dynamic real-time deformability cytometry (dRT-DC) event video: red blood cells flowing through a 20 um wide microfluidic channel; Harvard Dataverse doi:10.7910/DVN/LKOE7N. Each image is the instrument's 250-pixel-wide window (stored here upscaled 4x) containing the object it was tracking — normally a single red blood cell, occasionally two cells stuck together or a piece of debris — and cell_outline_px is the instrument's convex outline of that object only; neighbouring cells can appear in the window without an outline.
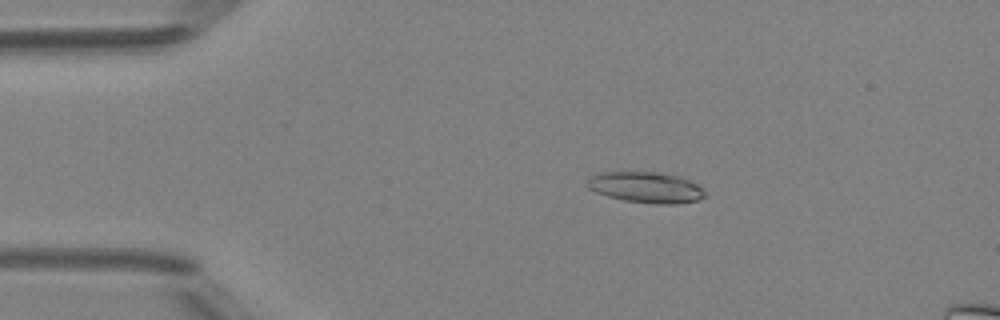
{"species": "Egyptian fruit bat (a non-hibernating species)", "species_latin": "Rousettus aegyptiacus", "temperature_condition": "room temperature", "stored_images_in_passage": 50, "segment_of_instrument_passage": [1, 2], "camera_frame_rate_fps": 3000, "um_per_image_px": 0.085, "animal": {"sex": "female"}, "frame": {"image": 1, "passage_image": 9, "time_ms": 2.667, "image_size_px": [1000, 320], "cell_outline_px": [[704, 196], [696, 200], [676, 204], [656, 204], [624, 200], [608, 196], [596, 192], [588, 188], [588, 176], [600, 172], [656, 172], [676, 176], [688, 180], [704, 188]], "centroid_in_image_um": [54.87, 15.92], "position_along_channel_um": 30.1, "area_um2": 20.98}}
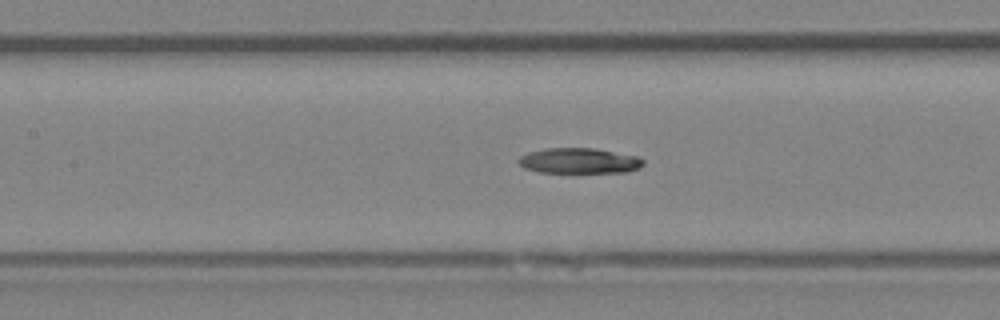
{"frame": {"image": 2, "passage_image": 22, "time_ms": 7.0, "image_size_px": [1000, 320], "cell_outline_px": [[644, 164], [640, 168], [624, 172], [540, 172], [524, 168], [516, 160], [520, 156], [528, 152], [544, 148], [596, 148], [636, 156], [644, 160]], "centroid_in_image_um": [49.21, 13.66], "position_along_channel_um": 158.2, "area_um2": 18.5}}
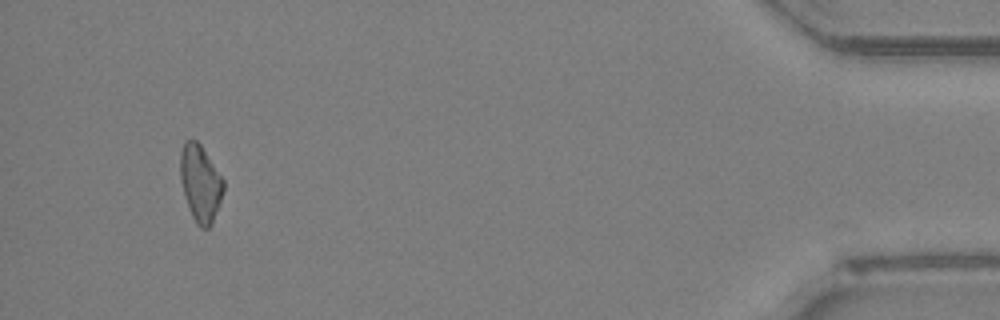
{"frame": {"image": 3, "passage_image": 46, "time_ms": 15.0, "image_size_px": [1000, 320], "cell_outline_px": [[224, 192], [212, 224], [208, 228], [200, 228], [196, 224], [192, 216], [180, 180], [180, 152], [184, 140], [196, 140], [200, 144], [224, 180]], "centroid_in_image_um": [17.03, 15.58], "position_along_channel_um": 418.2, "area_um2": 19.25}}